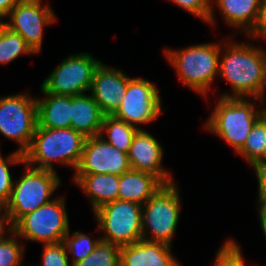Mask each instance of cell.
Returning a JSON list of instances; mask_svg holds the SVG:
<instances>
[{"label": "cell", "instance_id": "obj_1", "mask_svg": "<svg viewBox=\"0 0 266 266\" xmlns=\"http://www.w3.org/2000/svg\"><path fill=\"white\" fill-rule=\"evenodd\" d=\"M224 47H226L225 52L223 51L225 54L219 59L218 76L228 81L234 92L220 97L251 96L250 98L253 97L262 102L266 86V52L248 43L225 42Z\"/></svg>", "mask_w": 266, "mask_h": 266}, {"label": "cell", "instance_id": "obj_2", "mask_svg": "<svg viewBox=\"0 0 266 266\" xmlns=\"http://www.w3.org/2000/svg\"><path fill=\"white\" fill-rule=\"evenodd\" d=\"M85 140L86 137L73 128L36 127L31 144L23 154L24 164L55 171L52 161L56 160L76 170L81 160Z\"/></svg>", "mask_w": 266, "mask_h": 266}, {"label": "cell", "instance_id": "obj_3", "mask_svg": "<svg viewBox=\"0 0 266 266\" xmlns=\"http://www.w3.org/2000/svg\"><path fill=\"white\" fill-rule=\"evenodd\" d=\"M221 49L220 43H203L176 51L165 49V55L179 79L205 97L213 79L219 75Z\"/></svg>", "mask_w": 266, "mask_h": 266}, {"label": "cell", "instance_id": "obj_4", "mask_svg": "<svg viewBox=\"0 0 266 266\" xmlns=\"http://www.w3.org/2000/svg\"><path fill=\"white\" fill-rule=\"evenodd\" d=\"M245 98H222L205 123V128L229 143L238 152L246 142L252 126L266 109H255Z\"/></svg>", "mask_w": 266, "mask_h": 266}, {"label": "cell", "instance_id": "obj_5", "mask_svg": "<svg viewBox=\"0 0 266 266\" xmlns=\"http://www.w3.org/2000/svg\"><path fill=\"white\" fill-rule=\"evenodd\" d=\"M25 166L26 172L13 183L11 196L5 204L13 225L24 215L50 202L61 183L55 171Z\"/></svg>", "mask_w": 266, "mask_h": 266}, {"label": "cell", "instance_id": "obj_6", "mask_svg": "<svg viewBox=\"0 0 266 266\" xmlns=\"http://www.w3.org/2000/svg\"><path fill=\"white\" fill-rule=\"evenodd\" d=\"M180 206L179 191L174 182L163 185L142 205V239L171 245ZM147 230H150L151 238L145 235Z\"/></svg>", "mask_w": 266, "mask_h": 266}, {"label": "cell", "instance_id": "obj_7", "mask_svg": "<svg viewBox=\"0 0 266 266\" xmlns=\"http://www.w3.org/2000/svg\"><path fill=\"white\" fill-rule=\"evenodd\" d=\"M102 241L123 247L142 239V205L116 200L94 211Z\"/></svg>", "mask_w": 266, "mask_h": 266}, {"label": "cell", "instance_id": "obj_8", "mask_svg": "<svg viewBox=\"0 0 266 266\" xmlns=\"http://www.w3.org/2000/svg\"><path fill=\"white\" fill-rule=\"evenodd\" d=\"M14 233L30 241L55 244L64 241L69 220L64 199H53L21 217L13 225Z\"/></svg>", "mask_w": 266, "mask_h": 266}, {"label": "cell", "instance_id": "obj_9", "mask_svg": "<svg viewBox=\"0 0 266 266\" xmlns=\"http://www.w3.org/2000/svg\"><path fill=\"white\" fill-rule=\"evenodd\" d=\"M36 127V97L21 93L0 98V133L19 143L18 153L28 150Z\"/></svg>", "mask_w": 266, "mask_h": 266}, {"label": "cell", "instance_id": "obj_10", "mask_svg": "<svg viewBox=\"0 0 266 266\" xmlns=\"http://www.w3.org/2000/svg\"><path fill=\"white\" fill-rule=\"evenodd\" d=\"M101 61L89 53H78L67 57L42 82L41 87L49 93L76 96L90 91L94 73Z\"/></svg>", "mask_w": 266, "mask_h": 266}, {"label": "cell", "instance_id": "obj_11", "mask_svg": "<svg viewBox=\"0 0 266 266\" xmlns=\"http://www.w3.org/2000/svg\"><path fill=\"white\" fill-rule=\"evenodd\" d=\"M158 93V89L151 81L131 78L128 81L123 101L113 116L142 129L136 124L150 123L161 114L162 105Z\"/></svg>", "mask_w": 266, "mask_h": 266}, {"label": "cell", "instance_id": "obj_12", "mask_svg": "<svg viewBox=\"0 0 266 266\" xmlns=\"http://www.w3.org/2000/svg\"><path fill=\"white\" fill-rule=\"evenodd\" d=\"M48 5L42 6L41 0H20L10 11V21L5 22L12 31L23 37L35 53L42 46L43 28L55 22V15Z\"/></svg>", "mask_w": 266, "mask_h": 266}, {"label": "cell", "instance_id": "obj_13", "mask_svg": "<svg viewBox=\"0 0 266 266\" xmlns=\"http://www.w3.org/2000/svg\"><path fill=\"white\" fill-rule=\"evenodd\" d=\"M131 169L128 154L119 151L99 136L86 137L75 174H114L121 176Z\"/></svg>", "mask_w": 266, "mask_h": 266}, {"label": "cell", "instance_id": "obj_14", "mask_svg": "<svg viewBox=\"0 0 266 266\" xmlns=\"http://www.w3.org/2000/svg\"><path fill=\"white\" fill-rule=\"evenodd\" d=\"M162 158L163 148L157 139L146 130L138 129L128 152L131 169L156 176L164 185L173 183L170 173L161 166Z\"/></svg>", "mask_w": 266, "mask_h": 266}, {"label": "cell", "instance_id": "obj_15", "mask_svg": "<svg viewBox=\"0 0 266 266\" xmlns=\"http://www.w3.org/2000/svg\"><path fill=\"white\" fill-rule=\"evenodd\" d=\"M130 79L120 69L106 67L102 62L97 67L90 91L104 115H113L117 111Z\"/></svg>", "mask_w": 266, "mask_h": 266}, {"label": "cell", "instance_id": "obj_16", "mask_svg": "<svg viewBox=\"0 0 266 266\" xmlns=\"http://www.w3.org/2000/svg\"><path fill=\"white\" fill-rule=\"evenodd\" d=\"M170 245L141 239L121 247L120 266H179Z\"/></svg>", "mask_w": 266, "mask_h": 266}, {"label": "cell", "instance_id": "obj_17", "mask_svg": "<svg viewBox=\"0 0 266 266\" xmlns=\"http://www.w3.org/2000/svg\"><path fill=\"white\" fill-rule=\"evenodd\" d=\"M44 98L37 100V127L49 129L71 128V96L46 92Z\"/></svg>", "mask_w": 266, "mask_h": 266}, {"label": "cell", "instance_id": "obj_18", "mask_svg": "<svg viewBox=\"0 0 266 266\" xmlns=\"http://www.w3.org/2000/svg\"><path fill=\"white\" fill-rule=\"evenodd\" d=\"M91 95L71 96V128L85 137L99 136L104 118Z\"/></svg>", "mask_w": 266, "mask_h": 266}, {"label": "cell", "instance_id": "obj_19", "mask_svg": "<svg viewBox=\"0 0 266 266\" xmlns=\"http://www.w3.org/2000/svg\"><path fill=\"white\" fill-rule=\"evenodd\" d=\"M75 183L91 198L93 211L118 200L119 176L114 174H74Z\"/></svg>", "mask_w": 266, "mask_h": 266}, {"label": "cell", "instance_id": "obj_20", "mask_svg": "<svg viewBox=\"0 0 266 266\" xmlns=\"http://www.w3.org/2000/svg\"><path fill=\"white\" fill-rule=\"evenodd\" d=\"M163 185L156 176L130 169L119 176L118 200L143 205Z\"/></svg>", "mask_w": 266, "mask_h": 266}, {"label": "cell", "instance_id": "obj_21", "mask_svg": "<svg viewBox=\"0 0 266 266\" xmlns=\"http://www.w3.org/2000/svg\"><path fill=\"white\" fill-rule=\"evenodd\" d=\"M263 0H215L216 6L230 26L244 29L249 35L255 28ZM244 27V28H243Z\"/></svg>", "mask_w": 266, "mask_h": 266}, {"label": "cell", "instance_id": "obj_22", "mask_svg": "<svg viewBox=\"0 0 266 266\" xmlns=\"http://www.w3.org/2000/svg\"><path fill=\"white\" fill-rule=\"evenodd\" d=\"M137 130V127L131 126L124 120H120L113 115H105L101 126L100 136L103 137L106 132L108 140H104L119 151L128 154Z\"/></svg>", "mask_w": 266, "mask_h": 266}, {"label": "cell", "instance_id": "obj_23", "mask_svg": "<svg viewBox=\"0 0 266 266\" xmlns=\"http://www.w3.org/2000/svg\"><path fill=\"white\" fill-rule=\"evenodd\" d=\"M237 153L251 166L266 158V111L254 123L245 144Z\"/></svg>", "mask_w": 266, "mask_h": 266}, {"label": "cell", "instance_id": "obj_24", "mask_svg": "<svg viewBox=\"0 0 266 266\" xmlns=\"http://www.w3.org/2000/svg\"><path fill=\"white\" fill-rule=\"evenodd\" d=\"M21 54H35V52L21 35L4 26L0 33V63L12 62Z\"/></svg>", "mask_w": 266, "mask_h": 266}, {"label": "cell", "instance_id": "obj_25", "mask_svg": "<svg viewBox=\"0 0 266 266\" xmlns=\"http://www.w3.org/2000/svg\"><path fill=\"white\" fill-rule=\"evenodd\" d=\"M120 246L100 241L94 251L73 266H120Z\"/></svg>", "mask_w": 266, "mask_h": 266}, {"label": "cell", "instance_id": "obj_26", "mask_svg": "<svg viewBox=\"0 0 266 266\" xmlns=\"http://www.w3.org/2000/svg\"><path fill=\"white\" fill-rule=\"evenodd\" d=\"M72 234L73 235L71 237L69 231L63 242L65 243L66 249L69 250V253L73 255V262L71 263L73 266L92 253L101 239L97 238L92 240L87 235L82 232L80 233L79 231Z\"/></svg>", "mask_w": 266, "mask_h": 266}, {"label": "cell", "instance_id": "obj_27", "mask_svg": "<svg viewBox=\"0 0 266 266\" xmlns=\"http://www.w3.org/2000/svg\"><path fill=\"white\" fill-rule=\"evenodd\" d=\"M7 229L5 232L10 236L0 241V266H20L24 246L14 239L17 235L13 231V226Z\"/></svg>", "mask_w": 266, "mask_h": 266}, {"label": "cell", "instance_id": "obj_28", "mask_svg": "<svg viewBox=\"0 0 266 266\" xmlns=\"http://www.w3.org/2000/svg\"><path fill=\"white\" fill-rule=\"evenodd\" d=\"M16 163L24 164L23 154L15 151L4 159L0 153V205H5L11 196L14 180H12L8 166Z\"/></svg>", "mask_w": 266, "mask_h": 266}, {"label": "cell", "instance_id": "obj_29", "mask_svg": "<svg viewBox=\"0 0 266 266\" xmlns=\"http://www.w3.org/2000/svg\"><path fill=\"white\" fill-rule=\"evenodd\" d=\"M215 266H246L243 256L237 242L227 240L224 245L219 248L215 257Z\"/></svg>", "mask_w": 266, "mask_h": 266}, {"label": "cell", "instance_id": "obj_30", "mask_svg": "<svg viewBox=\"0 0 266 266\" xmlns=\"http://www.w3.org/2000/svg\"><path fill=\"white\" fill-rule=\"evenodd\" d=\"M176 5L185 9V11L189 12L190 14L200 17L201 20L205 22H209V24L214 23V15L212 10V5L210 0H171Z\"/></svg>", "mask_w": 266, "mask_h": 266}, {"label": "cell", "instance_id": "obj_31", "mask_svg": "<svg viewBox=\"0 0 266 266\" xmlns=\"http://www.w3.org/2000/svg\"><path fill=\"white\" fill-rule=\"evenodd\" d=\"M43 245V266H72L68 262L69 258L64 242Z\"/></svg>", "mask_w": 266, "mask_h": 266}, {"label": "cell", "instance_id": "obj_32", "mask_svg": "<svg viewBox=\"0 0 266 266\" xmlns=\"http://www.w3.org/2000/svg\"><path fill=\"white\" fill-rule=\"evenodd\" d=\"M258 180V203L260 207H266V160L258 161L253 165Z\"/></svg>", "mask_w": 266, "mask_h": 266}, {"label": "cell", "instance_id": "obj_33", "mask_svg": "<svg viewBox=\"0 0 266 266\" xmlns=\"http://www.w3.org/2000/svg\"><path fill=\"white\" fill-rule=\"evenodd\" d=\"M248 36L251 37V39H255L259 36L266 39V0L262 1L257 24Z\"/></svg>", "mask_w": 266, "mask_h": 266}, {"label": "cell", "instance_id": "obj_34", "mask_svg": "<svg viewBox=\"0 0 266 266\" xmlns=\"http://www.w3.org/2000/svg\"><path fill=\"white\" fill-rule=\"evenodd\" d=\"M4 211V212H3ZM3 212V213H2ZM0 241L1 240H4L5 238H7L6 236H3L4 235V231H5V224H9V226H13L12 224V221H11V218H10V215L9 213L7 212L6 208H5V205H0Z\"/></svg>", "mask_w": 266, "mask_h": 266}, {"label": "cell", "instance_id": "obj_35", "mask_svg": "<svg viewBox=\"0 0 266 266\" xmlns=\"http://www.w3.org/2000/svg\"><path fill=\"white\" fill-rule=\"evenodd\" d=\"M19 1L20 0H0V18L7 17Z\"/></svg>", "mask_w": 266, "mask_h": 266}, {"label": "cell", "instance_id": "obj_36", "mask_svg": "<svg viewBox=\"0 0 266 266\" xmlns=\"http://www.w3.org/2000/svg\"><path fill=\"white\" fill-rule=\"evenodd\" d=\"M259 218L261 222V227L263 229V233L266 237V207L259 208Z\"/></svg>", "mask_w": 266, "mask_h": 266}, {"label": "cell", "instance_id": "obj_37", "mask_svg": "<svg viewBox=\"0 0 266 266\" xmlns=\"http://www.w3.org/2000/svg\"><path fill=\"white\" fill-rule=\"evenodd\" d=\"M4 26H5V22L2 21V18H0V33L3 30Z\"/></svg>", "mask_w": 266, "mask_h": 266}]
</instances>
